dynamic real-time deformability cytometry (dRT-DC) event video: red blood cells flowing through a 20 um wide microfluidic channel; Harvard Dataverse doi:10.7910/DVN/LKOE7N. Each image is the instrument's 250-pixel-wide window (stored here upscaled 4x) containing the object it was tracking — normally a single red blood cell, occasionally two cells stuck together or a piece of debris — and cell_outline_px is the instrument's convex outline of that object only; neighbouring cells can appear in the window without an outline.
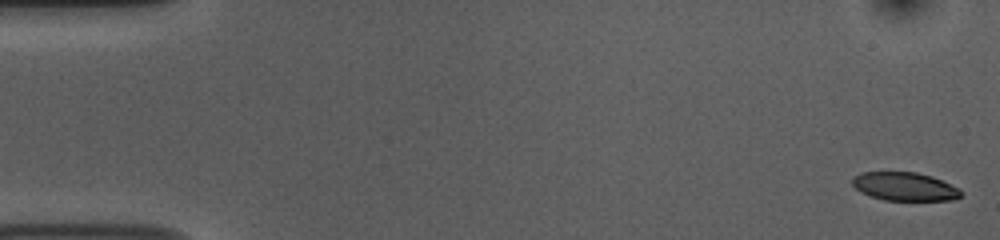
{"species": "common noctule bat (a hibernating species)", "species_latin": "Nyctalus noctula", "temperature_condition": "room temperature", "stored_images_in_passage": 53, "camera_frame_rate_fps": 3000, "um_per_image_px": 0.085, "animal": {"sex": "female", "body_mass_g": 10.0, "forearm_length_mm": 53.1}, "frame": {"image": 1, "passage_image": 1, "time_ms": 0.0, "image_size_px": [1000, 240], "cell_outline_px": [[964, 192], [960, 196], [952, 200], [884, 200], [860, 192], [852, 184], [852, 176], [860, 172], [916, 172], [932, 176], [960, 188]], "centroid_in_image_um": [76.9, 15.84], "position_along_channel_um": 8.1, "area_um2": 18.09}}
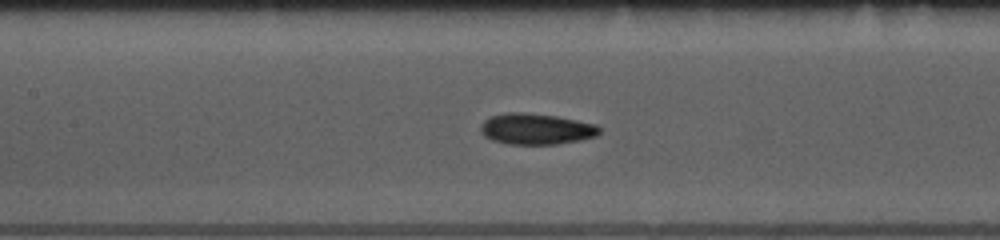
{"frame": {"image": 2, "passage_image": 24, "time_ms": 7.667, "image_size_px": [1000, 240], "cell_outline_px": [[600, 132], [596, 136], [580, 140], [556, 144], [508, 144], [492, 140], [484, 136], [480, 132], [480, 124], [484, 120], [492, 116], [508, 112], [524, 112], [556, 116], [596, 124], [600, 128]], "centroid_in_image_um": [45.55, 10.96], "position_along_channel_um": 161.9, "area_um2": 21.5}}
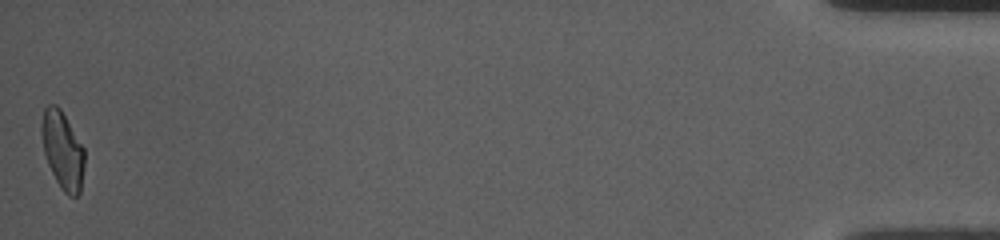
{"frame": {"image": 3, "passage_image": 53, "time_ms": 17.333, "image_size_px": [1000, 240], "cell_outline_px": [[84, 164], [80, 192], [76, 196], [68, 196], [60, 188], [48, 164], [44, 152], [40, 132], [40, 124], [44, 108], [48, 104], [56, 104], [60, 108], [84, 148]], "centroid_in_image_um": [5.3, 12.74], "position_along_channel_um": 429.9, "area_um2": 19.42}, "authors_computed_cell_mechanics": {"area_um2": 20.0566, "velocity_mm_per_s": 3.7514, "shape_relaxation_time_tau1_ms": 5.1904, "shape_relaxation_time_tau2_ms": 4.3229, "deformation_change_tau1": 0.1616, "deformation_change_tau2": 0.115}}